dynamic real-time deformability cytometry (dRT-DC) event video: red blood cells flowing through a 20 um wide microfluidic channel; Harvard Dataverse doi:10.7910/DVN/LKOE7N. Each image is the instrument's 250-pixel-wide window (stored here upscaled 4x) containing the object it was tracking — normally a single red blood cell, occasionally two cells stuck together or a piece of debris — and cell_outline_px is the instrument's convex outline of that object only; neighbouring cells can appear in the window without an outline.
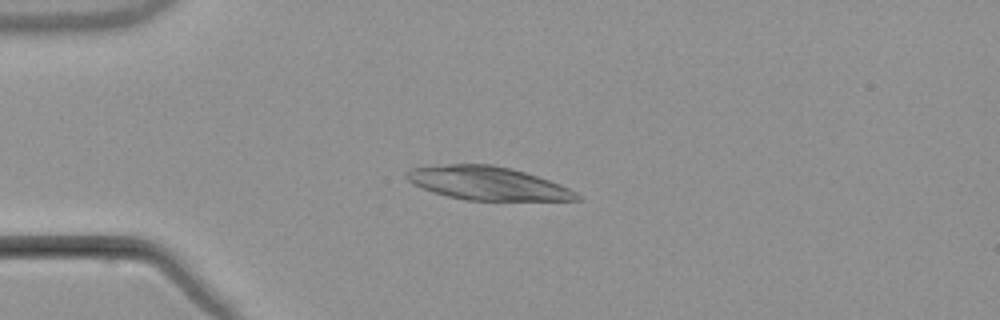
{"species": "common noctule bat (a hibernating species)", "species_latin": "Nyctalus noctula", "temperature_condition": "warm", "stored_images_in_passage": 5, "camera_frame_rate_fps": 3000, "um_per_image_px": 0.085, "animal": {"sex": "male", "body_mass_g": 21.5, "forearm_length_mm": 52.0}, "frame": {"image": 1, "passage_image": 4, "time_ms": 4.333, "image_size_px": [1000, 320], "cell_outline_px": [[584, 200], [464, 200], [432, 192], [412, 184], [404, 176], [412, 168], [448, 164], [492, 164], [512, 168], [560, 184], [576, 192]], "centroid_in_image_um": [41.43, 15.58], "position_along_channel_um": 43.6, "area_um2": 32.95}}